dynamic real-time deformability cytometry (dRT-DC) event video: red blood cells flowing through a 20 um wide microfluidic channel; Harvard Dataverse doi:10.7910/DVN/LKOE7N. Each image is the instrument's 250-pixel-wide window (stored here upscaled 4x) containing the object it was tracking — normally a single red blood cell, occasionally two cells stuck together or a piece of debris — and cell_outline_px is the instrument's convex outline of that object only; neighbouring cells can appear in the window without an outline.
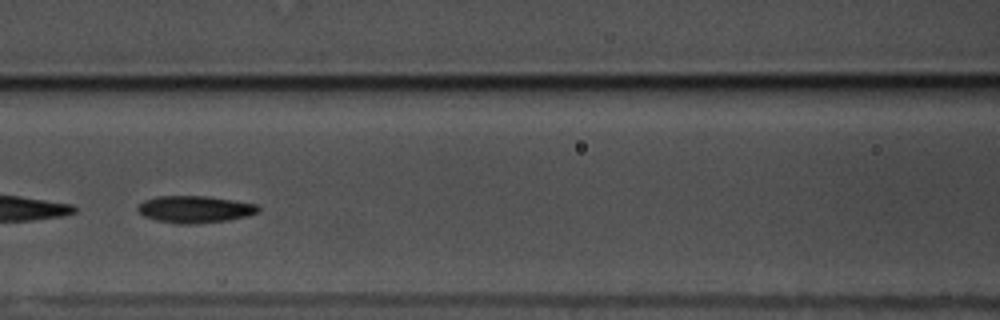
{"species": "common noctule bat (a hibernating species)", "species_latin": "Nyctalus noctula", "temperature_condition": "warm", "stored_images_in_passage": 57, "camera_frame_rate_fps": 3000, "um_per_image_px": 0.085, "animal": {"sex": "male", "body_mass_g": 17.5, "forearm_length_mm": 52.3}, "frame": {"image": 1, "passage_image": 25, "time_ms": 8.0, "image_size_px": [1000, 320], "cell_outline_px": [[260, 208], [256, 212], [248, 216], [228, 220], [188, 224], [176, 224], [156, 220], [144, 216], [136, 208], [144, 200], [156, 196], [208, 196], [236, 200], [256, 204]], "centroid_in_image_um": [16.56, 17.78], "position_along_channel_um": 150.0, "area_um2": 18.96}}
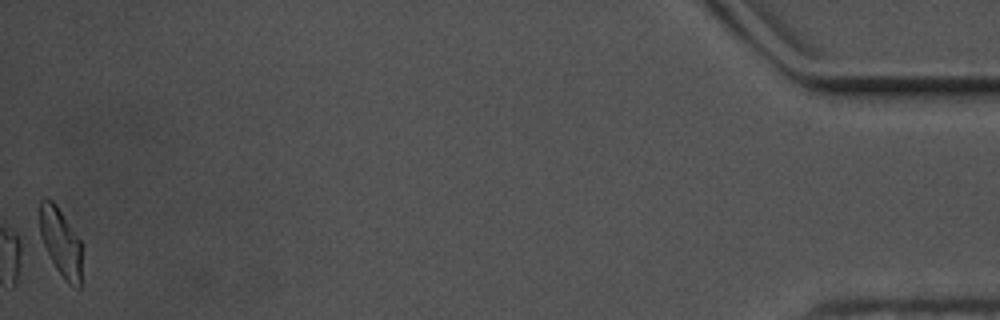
{"frame": {"image": 2, "passage_image": 57, "time_ms": 18.667, "image_size_px": [1000, 320], "cell_outline_px": [[80, 288], [76, 288], [68, 284], [64, 280], [56, 268], [36, 236], [40, 200], [44, 196], [52, 200], [56, 204], [80, 240]], "centroid_in_image_um": [5.05, 20.53], "position_along_channel_um": 430.2, "area_um2": 17.46}, "authors_computed_cell_mechanics": {"area_um2": 18.6116, "velocity_mm_per_s": 3.5017, "shape_relaxation_time_tau1_ms": 2.8826, "shape_relaxation_time_tau2_ms": 2.1222, "deformation_change_tau1": 0.1584, "deformation_change_tau2": 0.0711}}